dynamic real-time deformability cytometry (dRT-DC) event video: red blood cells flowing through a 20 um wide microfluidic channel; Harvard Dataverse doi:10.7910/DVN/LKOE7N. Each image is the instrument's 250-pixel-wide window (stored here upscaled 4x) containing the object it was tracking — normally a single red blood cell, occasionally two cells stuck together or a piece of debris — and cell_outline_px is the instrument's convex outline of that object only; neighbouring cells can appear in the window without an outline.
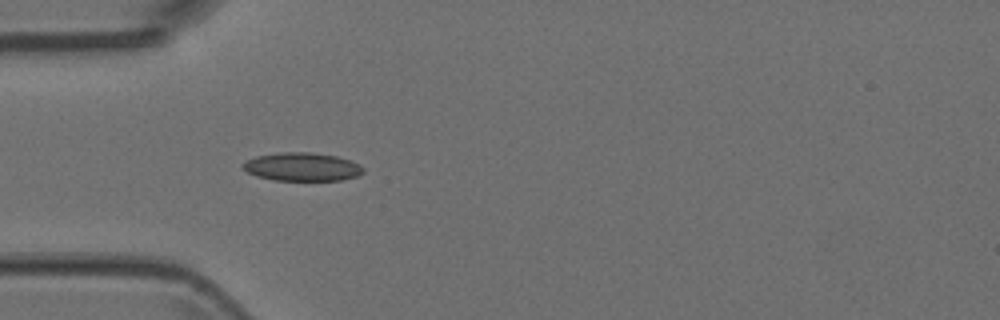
{"species": "Egyptian fruit bat (a non-hibernating species)", "species_latin": "Rousettus aegyptiacus", "temperature_condition": "room temperature", "stored_images_in_passage": 4, "camera_frame_rate_fps": 3000, "um_per_image_px": 0.085, "animal": {"sex": "female"}, "frame": {"image": 1, "passage_image": 4, "time_ms": 1.0, "image_size_px": [1000, 320], "cell_outline_px": [[364, 172], [356, 176], [340, 180], [276, 180], [256, 176], [248, 172], [240, 164], [256, 156], [284, 152], [308, 152], [336, 156], [360, 164], [364, 168]], "centroid_in_image_um": [25.68, 14.18], "position_along_channel_um": 59.3, "area_um2": 19.65}}